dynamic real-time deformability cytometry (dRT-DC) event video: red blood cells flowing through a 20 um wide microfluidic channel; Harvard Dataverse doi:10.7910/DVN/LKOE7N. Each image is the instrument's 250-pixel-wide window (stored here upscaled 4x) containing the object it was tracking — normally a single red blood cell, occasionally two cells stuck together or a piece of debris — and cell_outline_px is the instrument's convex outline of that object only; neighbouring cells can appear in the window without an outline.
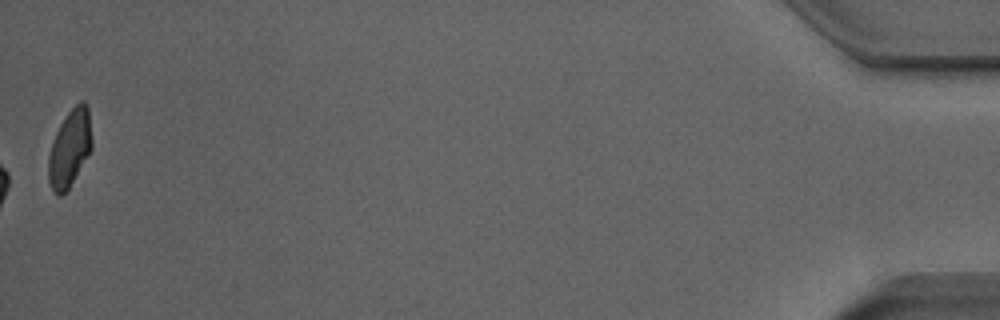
{"species": "Egyptian fruit bat (a non-hibernating species)", "species_latin": "Rousettus aegyptiacus", "temperature_condition": "room temperature", "stored_images_in_passage": 53, "camera_frame_rate_fps": 3000, "um_per_image_px": 0.085, "animal": {"sex": "male"}, "frame": {"image": 1, "passage_image": 53, "time_ms": 17.333, "image_size_px": [1000, 320], "cell_outline_px": [[92, 148], [68, 188], [60, 196], [56, 196], [52, 192], [48, 180], [48, 156], [56, 132], [60, 124], [68, 112], [80, 100], [84, 100], [88, 104], [92, 136]], "centroid_in_image_um": [5.93, 12.58], "position_along_channel_um": 429.3, "area_um2": 19.54}, "authors_computed_cell_mechanics": {"area_um2": 20.4612, "velocity_mm_per_s": 3.938, "shape_relaxation_time_tau1_ms": null, "shape_relaxation_time_tau2_ms": 1.1313, "deformation_change_tau1": null, "deformation_change_tau2": 0.0672}}